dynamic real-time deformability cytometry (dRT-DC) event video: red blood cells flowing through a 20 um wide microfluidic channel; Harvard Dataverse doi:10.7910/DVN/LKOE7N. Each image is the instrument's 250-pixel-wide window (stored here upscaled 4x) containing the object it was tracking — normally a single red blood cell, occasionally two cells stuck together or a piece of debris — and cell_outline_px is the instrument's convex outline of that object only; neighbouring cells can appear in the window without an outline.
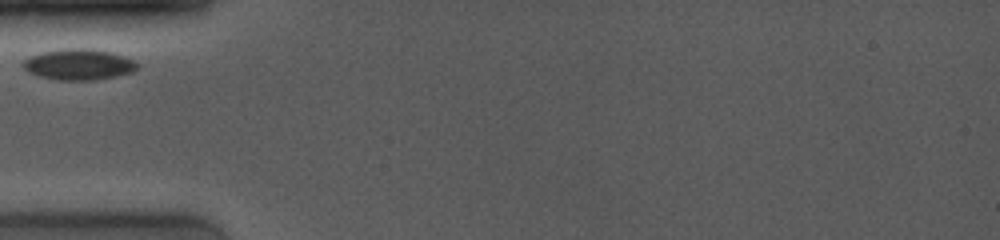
{"species": "common noctule bat (a hibernating species)", "species_latin": "Nyctalus noctula", "temperature_condition": "room temperature", "stored_images_in_passage": 4, "camera_frame_rate_fps": 4000, "um_per_image_px": 0.085, "animal": {"sex": "female", "body_mass_g": 19.0, "forearm_length_mm": 53.3}, "frame": {"image": 1, "passage_image": 1, "time_ms": 0.0, "image_size_px": [1000, 240], "cell_outline_px": [[140, 64], [132, 72], [116, 76], [96, 80], [56, 80], [40, 76], [28, 72], [20, 64], [24, 60], [32, 56], [44, 52], [68, 48], [84, 48], [112, 52], [132, 60]], "centroid_in_image_um": [6.69, 5.49], "position_along_channel_um": 78.3, "area_um2": 20.4}}